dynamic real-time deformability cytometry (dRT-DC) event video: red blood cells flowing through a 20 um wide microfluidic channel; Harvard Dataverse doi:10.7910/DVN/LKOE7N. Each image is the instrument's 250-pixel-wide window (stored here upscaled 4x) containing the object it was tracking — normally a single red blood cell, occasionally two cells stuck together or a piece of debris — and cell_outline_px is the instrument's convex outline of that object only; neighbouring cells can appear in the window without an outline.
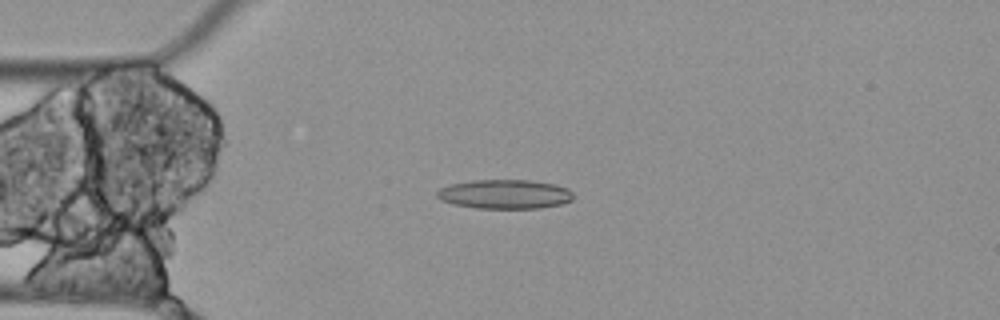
{"species": "Egyptian fruit bat (a non-hibernating species)", "species_latin": "Rousettus aegyptiacus", "temperature_condition": "cold", "stored_images_in_passage": 4, "camera_frame_rate_fps": 3000, "um_per_image_px": 0.085, "animal": {"sex": "female"}, "frame": {"image": 1, "passage_image": 3, "time_ms": 0.667, "image_size_px": [1000, 320], "cell_outline_px": [[572, 200], [560, 204], [540, 208], [476, 208], [452, 204], [440, 200], [436, 196], [436, 192], [440, 188], [448, 184], [472, 180], [528, 180], [556, 184], [568, 188], [572, 192]], "centroid_in_image_um": [42.87, 16.5], "position_along_channel_um": 42.1, "area_um2": 23.35}}
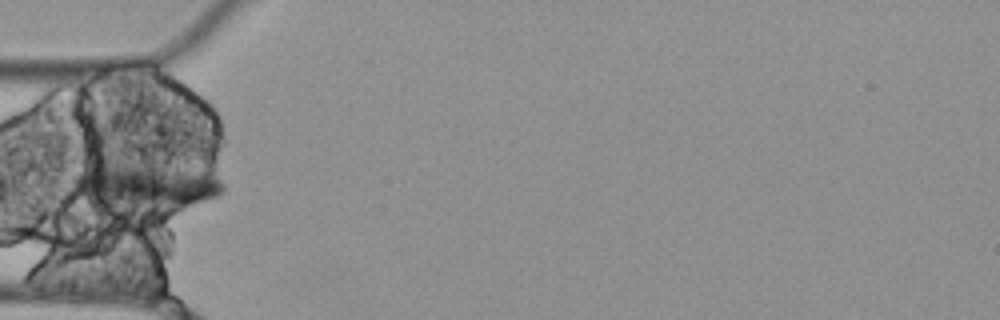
{"frame": {"image": 2, "passage_image": 4, "time_ms": 1.0, "image_size_px": [1000, 320], "cell_outline_px": [[224, 192], [216, 196], [168, 216], [88, 200], [84, 196], [76, 184], [76, 172], [80, 168], [124, 164], [204, 172], [220, 180], [224, 184]], "centroid_in_image_um": [12.53, 15.93], "position_along_channel_um": 72.5, "area_um2": 39.19}}